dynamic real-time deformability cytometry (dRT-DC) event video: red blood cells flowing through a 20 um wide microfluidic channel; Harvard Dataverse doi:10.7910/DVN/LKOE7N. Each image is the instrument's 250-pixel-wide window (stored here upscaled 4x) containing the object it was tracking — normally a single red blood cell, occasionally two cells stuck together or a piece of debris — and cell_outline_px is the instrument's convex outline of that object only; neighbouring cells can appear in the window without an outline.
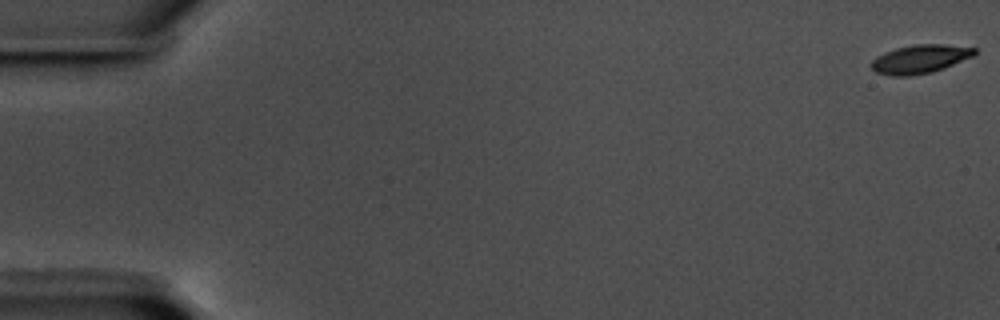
{"species": "common noctule bat (a hibernating species)", "species_latin": "Nyctalus noctula", "temperature_condition": "warm", "stored_images_in_passage": 57, "camera_frame_rate_fps": 3000, "um_per_image_px": 0.085, "animal": {"sex": "male", "body_mass_g": 17.5, "forearm_length_mm": 52.3}, "frame": {"image": 1, "passage_image": 1, "time_ms": 0.0, "image_size_px": [1000, 320], "cell_outline_px": [[976, 52], [972, 56], [944, 68], [932, 72], [908, 76], [892, 76], [876, 72], [868, 64], [876, 56], [884, 52], [896, 48], [916, 44], [944, 44], [976, 48]], "centroid_in_image_um": [78.15, 5.02], "position_along_channel_um": 6.8, "area_um2": 17.17}}
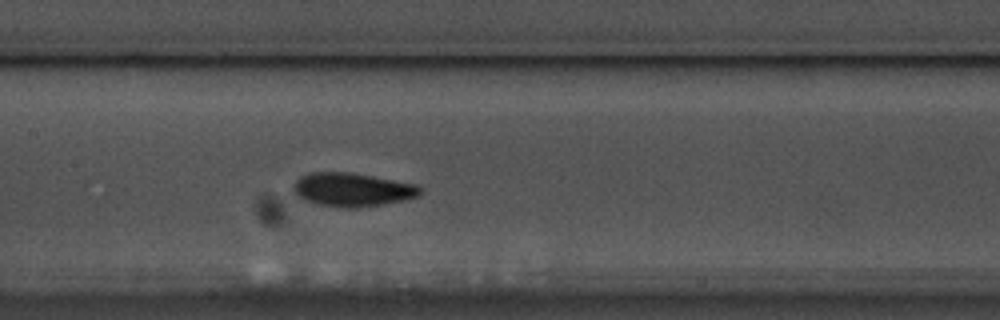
{"frame": {"image": 2, "passage_image": 27, "time_ms": 8.667, "image_size_px": [1000, 320], "cell_outline_px": [[420, 192], [416, 196], [404, 200], [384, 204], [356, 208], [340, 208], [300, 200], [292, 192], [292, 188], [296, 180], [300, 176], [312, 172], [352, 172], [416, 184], [420, 188]], "centroid_in_image_um": [29.87, 16.12], "position_along_channel_um": 177.5, "area_um2": 25.03}}
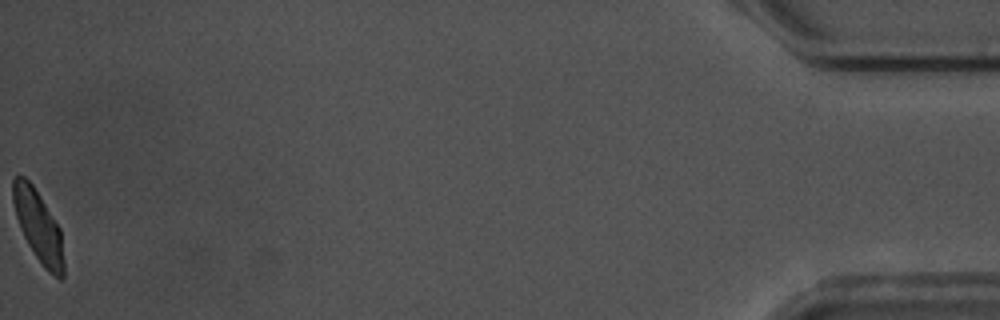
{"frame": {"image": 3, "passage_image": 57, "time_ms": 18.667, "image_size_px": [1000, 320], "cell_outline_px": [[64, 276], [60, 280], [48, 272], [44, 268], [28, 244], [20, 228], [16, 216], [12, 200], [12, 176], [16, 172], [24, 176], [32, 184], [40, 196], [60, 228], [64, 260]], "centroid_in_image_um": [3.24, 19.2], "position_along_channel_um": 432.0, "area_um2": 21.27}, "authors_computed_cell_mechanics": {"area_um2": 22.6576, "velocity_mm_per_s": 3.5199, "shape_relaxation_time_tau1_ms": 2.2712, "shape_relaxation_time_tau2_ms": 3.478, "deformation_change_tau1": 0.1161, "deformation_change_tau2": 0.0692}}